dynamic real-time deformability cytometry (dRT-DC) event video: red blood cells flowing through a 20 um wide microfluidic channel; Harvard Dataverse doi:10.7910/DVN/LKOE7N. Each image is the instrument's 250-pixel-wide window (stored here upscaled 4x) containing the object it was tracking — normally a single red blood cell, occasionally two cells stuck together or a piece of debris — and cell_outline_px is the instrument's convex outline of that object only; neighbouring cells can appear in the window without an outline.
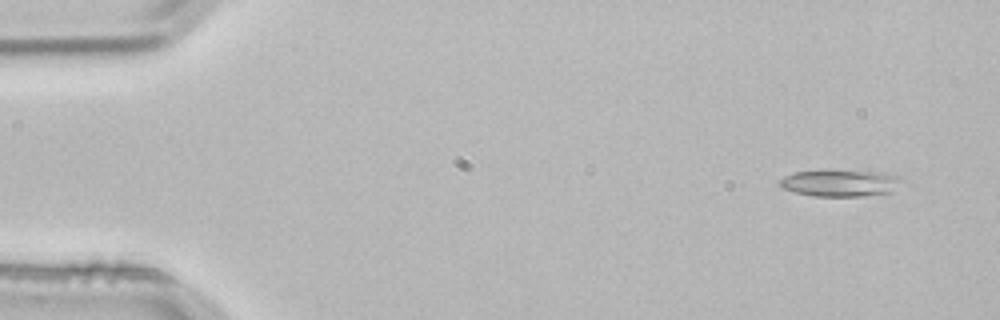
{"species": "common noctule bat (a hibernating species)", "species_latin": "Nyctalus noctula", "temperature_condition": "room temperature", "stored_images_in_passage": 4, "camera_frame_rate_fps": 3000, "um_per_image_px": 0.085, "animal": {"sex": "male", "body_mass_g": 21.5, "forearm_length_mm": 52.0}, "frame": {"image": 1, "passage_image": 1, "time_ms": 0.0, "image_size_px": [1000, 320], "cell_outline_px": [[912, 184], [892, 192], [864, 196], [812, 196], [796, 192], [784, 188], [780, 184], [780, 180], [784, 176], [796, 172], [884, 172], [908, 180]], "centroid_in_image_um": [71.65, 15.59], "position_along_channel_um": 13.3, "area_um2": 18.96}}